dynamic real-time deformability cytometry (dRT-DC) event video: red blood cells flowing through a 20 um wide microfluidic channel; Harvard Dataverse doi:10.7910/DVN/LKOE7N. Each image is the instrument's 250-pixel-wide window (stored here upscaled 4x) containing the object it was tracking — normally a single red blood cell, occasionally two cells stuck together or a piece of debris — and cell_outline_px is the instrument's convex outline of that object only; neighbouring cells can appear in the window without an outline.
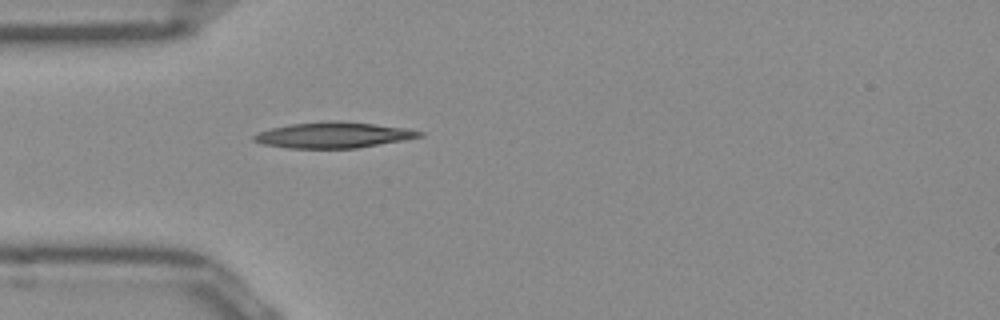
{"species": "Egyptian fruit bat (a non-hibernating species)", "species_latin": "Rousettus aegyptiacus", "temperature_condition": "room temperature", "stored_images_in_passage": 35, "camera_frame_rate_fps": 3000, "um_per_image_px": 0.085, "frame": {"image": 1, "passage_image": 1, "time_ms": 0.0, "image_size_px": [1000, 320], "cell_outline_px": [[424, 136], [356, 148], [288, 148], [264, 144], [252, 140], [252, 136], [260, 132], [272, 128], [288, 124], [328, 120], [372, 124], [408, 128], [424, 132]], "centroid_in_image_um": [28.32, 11.47], "position_along_channel_um": 56.7, "area_um2": 24.68}}
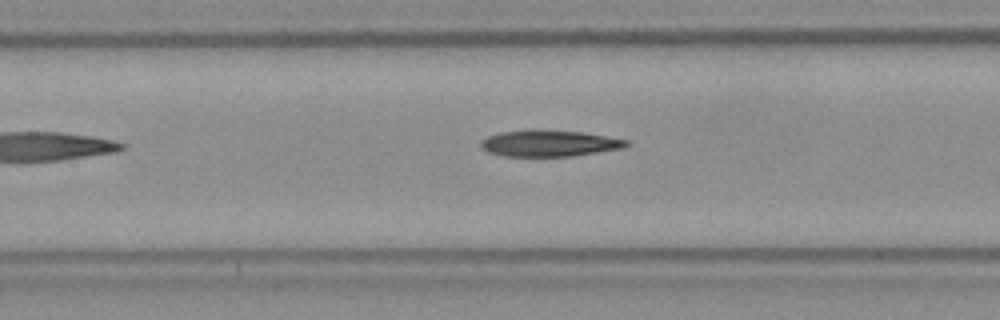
{"frame": {"image": 2, "passage_image": 9, "time_ms": 2.667, "image_size_px": [1000, 320], "cell_outline_px": [[632, 144], [624, 148], [572, 156], [504, 156], [488, 152], [480, 144], [488, 136], [500, 132], [528, 128], [540, 128], [584, 132], [628, 140]], "centroid_in_image_um": [46.73, 12.15], "position_along_channel_um": 160.7, "area_um2": 22.77}}
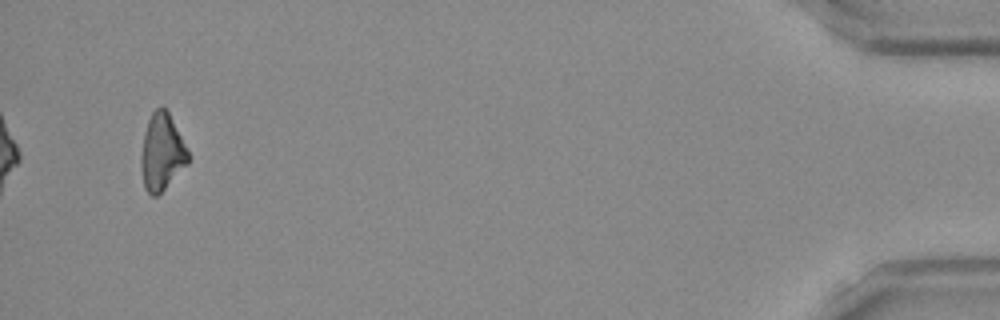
{"frame": {"image": 3, "passage_image": 35, "time_ms": 11.333, "image_size_px": [1000, 320], "cell_outline_px": [[188, 164], [156, 196], [152, 196], [144, 188], [140, 168], [140, 152], [144, 132], [148, 120], [152, 112], [156, 108], [164, 108], [168, 112], [188, 148]], "centroid_in_image_um": [13.73, 12.94], "position_along_channel_um": 421.5, "area_um2": 21.04}}